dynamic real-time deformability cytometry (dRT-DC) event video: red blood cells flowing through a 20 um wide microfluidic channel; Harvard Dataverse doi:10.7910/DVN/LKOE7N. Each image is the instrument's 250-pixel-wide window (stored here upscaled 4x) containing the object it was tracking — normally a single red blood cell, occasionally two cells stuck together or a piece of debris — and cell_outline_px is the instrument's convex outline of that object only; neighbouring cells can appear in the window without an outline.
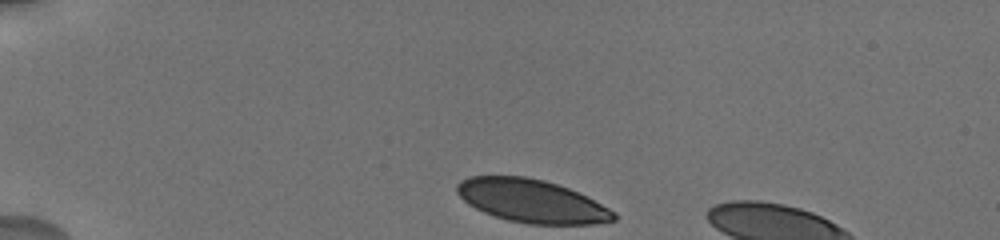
{"species": "human", "species_latin": "Homo sapiens", "temperature_condition": "cold", "stored_images_in_passage": 18, "camera_frame_rate_fps": 3000, "um_per_image_px": 0.085, "donor": {"sex": "male"}, "frame": {"image": 1, "passage_image": 1, "time_ms": 0.0, "image_size_px": [1000, 240], "cell_outline_px": [[616, 220], [592, 224], [528, 224], [508, 220], [484, 212], [468, 204], [456, 192], [456, 184], [460, 180], [472, 176], [524, 176], [544, 180], [568, 188], [616, 212]], "centroid_in_image_um": [45.16, 17.08], "position_along_channel_um": 39.8, "area_um2": 39.02}}
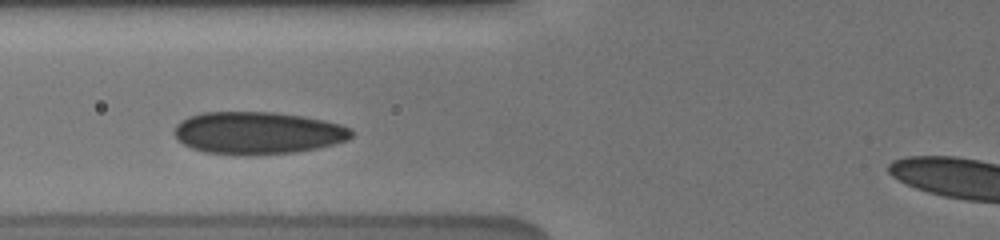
{"frame": {"image": 2, "passage_image": 17, "time_ms": 3.333, "image_size_px": [1000, 240], "cell_outline_px": [[352, 136], [348, 140], [316, 148], [296, 152], [252, 156], [204, 152], [192, 148], [184, 144], [172, 132], [176, 124], [180, 120], [188, 116], [204, 112], [276, 112], [304, 116], [324, 120], [340, 124], [352, 128]], "centroid_in_image_um": [21.9, 11.3], "position_along_channel_um": 103.9, "area_um2": 44.1}}